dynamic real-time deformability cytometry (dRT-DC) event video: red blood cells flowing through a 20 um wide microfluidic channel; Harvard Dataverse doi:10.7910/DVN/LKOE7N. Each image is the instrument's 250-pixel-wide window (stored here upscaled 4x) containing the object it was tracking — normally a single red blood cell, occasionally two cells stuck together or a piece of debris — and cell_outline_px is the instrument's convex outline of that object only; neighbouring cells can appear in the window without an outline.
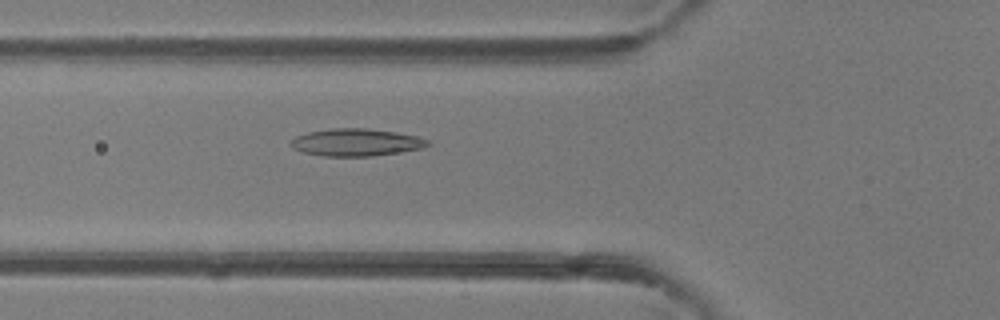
{"species": "common noctule bat (a hibernating species)", "species_latin": "Nyctalus noctula", "temperature_condition": "room temperature", "stored_images_in_passage": 24, "camera_frame_rate_fps": 3000, "um_per_image_px": 0.085, "animal": {"sex": "female"}, "frame": {"image": 1, "passage_image": 8, "time_ms": 2.333, "image_size_px": [1000, 320], "cell_outline_px": [[432, 144], [420, 148], [372, 156], [324, 156], [304, 152], [292, 148], [288, 144], [296, 136], [308, 132], [328, 128], [368, 128], [396, 132], [416, 136], [428, 140]], "centroid_in_image_um": [30.23, 12.09], "position_along_channel_um": 95.6, "area_um2": 21.73}}
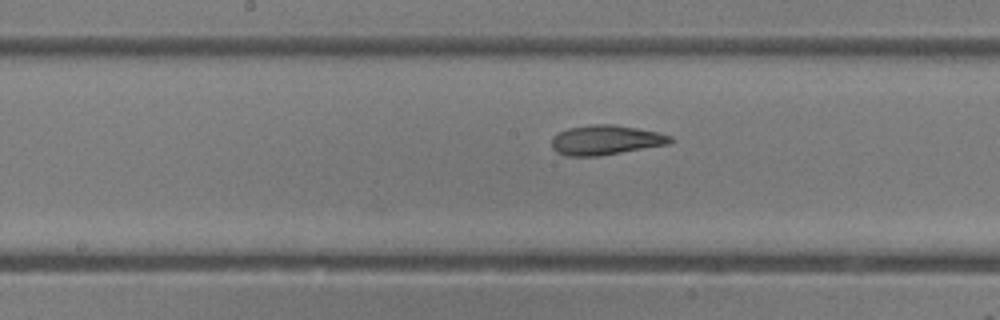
{"frame": {"image": 2, "passage_image": 15, "time_ms": 4.667, "image_size_px": [1000, 320], "cell_outline_px": [[676, 140], [668, 144], [600, 156], [568, 156], [556, 152], [552, 148], [552, 136], [568, 128], [592, 124], [616, 124], [656, 132], [672, 136]], "centroid_in_image_um": [51.48, 11.9], "position_along_channel_um": 196.7, "area_um2": 20.58}}
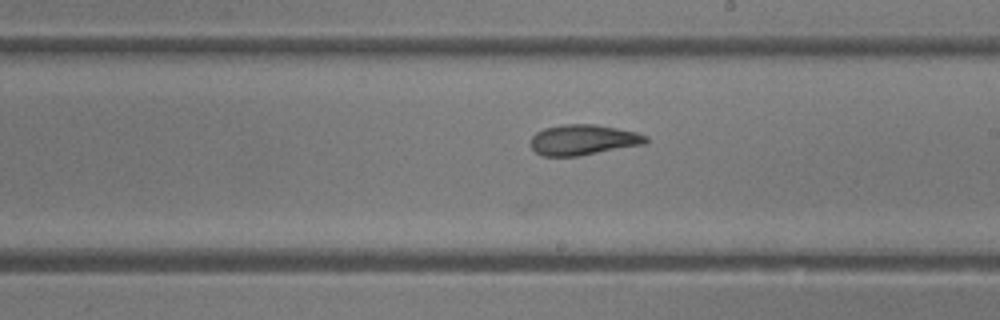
{"frame": {"image": 3, "passage_image": 18, "time_ms": 5.667, "image_size_px": [1000, 320], "cell_outline_px": [[648, 140], [644, 144], [580, 156], [544, 156], [536, 152], [532, 148], [532, 136], [536, 132], [544, 128], [564, 124], [592, 124], [616, 128], [636, 132], [648, 136]], "centroid_in_image_um": [49.58, 11.89], "position_along_channel_um": 239.4, "area_um2": 20.35}}